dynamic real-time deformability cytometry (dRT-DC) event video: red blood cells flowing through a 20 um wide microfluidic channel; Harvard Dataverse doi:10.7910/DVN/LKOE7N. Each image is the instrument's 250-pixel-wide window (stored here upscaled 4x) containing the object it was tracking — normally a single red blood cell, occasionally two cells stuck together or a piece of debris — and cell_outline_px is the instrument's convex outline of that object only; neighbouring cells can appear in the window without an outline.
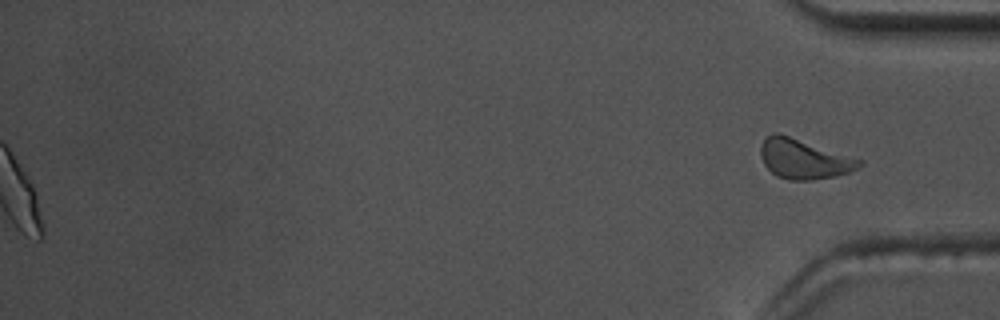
{"species": "common noctule bat (a hibernating species)", "species_latin": "Nyctalus noctula", "temperature_condition": "warm", "stored_images_in_passage": 46, "segment_of_instrument_passage": [2, 2], "camera_frame_rate_fps": 3000, "um_per_image_px": 0.085, "animal": {"sex": "male", "body_mass_g": 17.5, "forearm_length_mm": 52.3}, "frame": {"image": 1, "passage_image": 46, "time_ms": 15.0, "image_size_px": [1000, 320], "cell_outline_px": [[864, 164], [848, 172], [836, 176], [812, 180], [788, 180], [776, 176], [764, 164], [760, 156], [760, 144], [764, 136], [772, 132], [780, 132], [864, 160]], "centroid_in_image_um": [68.3, 13.48], "position_along_channel_um": 366.9, "area_um2": 23.35}}